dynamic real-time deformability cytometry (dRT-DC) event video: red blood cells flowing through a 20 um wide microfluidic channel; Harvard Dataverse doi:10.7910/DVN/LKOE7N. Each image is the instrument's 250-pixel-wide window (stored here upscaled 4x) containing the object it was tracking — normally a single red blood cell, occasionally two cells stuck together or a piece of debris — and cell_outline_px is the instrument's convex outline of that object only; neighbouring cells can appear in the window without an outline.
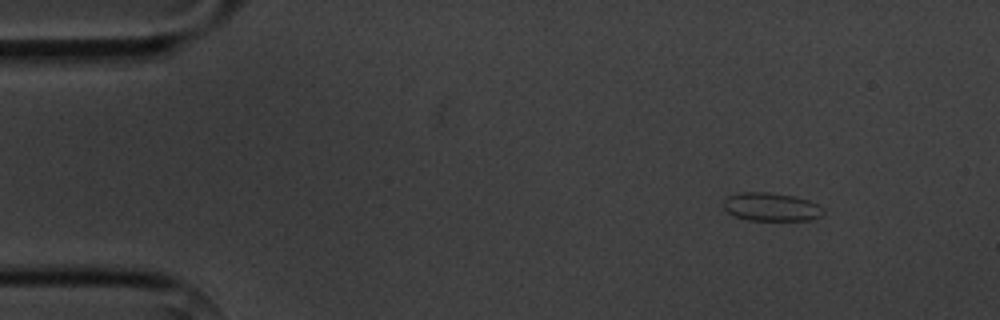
{"species": "common noctule bat (a hibernating species)", "species_latin": "Nyctalus noctula", "temperature_condition": "cold", "stored_images_in_passage": 6, "camera_frame_rate_fps": 3000, "um_per_image_px": 0.085, "animal": {"sex": "male", "body_mass_g": 20.1, "forearm_length_mm": 53.5}, "frame": {"image": 1, "passage_image": 1, "time_ms": 0.0, "image_size_px": [1000, 320], "cell_outline_px": [[824, 212], [820, 216], [812, 220], [748, 220], [736, 216], [728, 212], [724, 208], [724, 200], [728, 196], [740, 192], [768, 192], [792, 196], [808, 200], [824, 208]], "centroid_in_image_um": [65.56, 17.59], "position_along_channel_um": 19.4, "area_um2": 16.36}}
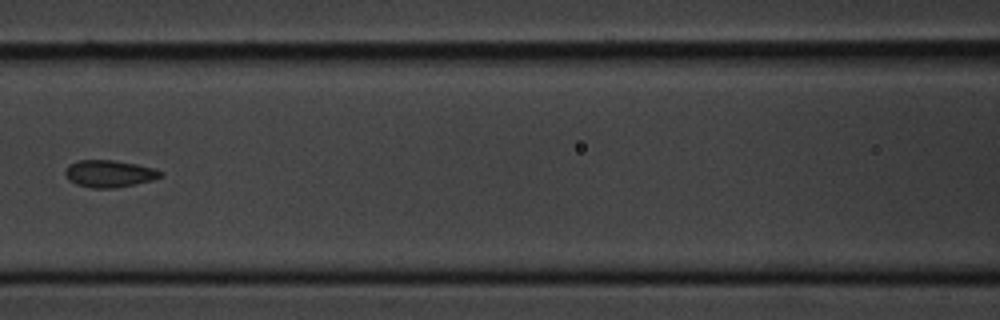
{"frame": {"image": 2, "passage_image": 6, "time_ms": 6.0, "image_size_px": [1000, 320], "cell_outline_px": [[164, 172], [160, 176], [152, 180], [112, 188], [92, 188], [76, 184], [68, 180], [64, 172], [76, 160], [112, 160], [136, 164], [152, 168]], "centroid_in_image_um": [9.26, 14.76], "position_along_channel_um": 157.3, "area_um2": 14.74}}